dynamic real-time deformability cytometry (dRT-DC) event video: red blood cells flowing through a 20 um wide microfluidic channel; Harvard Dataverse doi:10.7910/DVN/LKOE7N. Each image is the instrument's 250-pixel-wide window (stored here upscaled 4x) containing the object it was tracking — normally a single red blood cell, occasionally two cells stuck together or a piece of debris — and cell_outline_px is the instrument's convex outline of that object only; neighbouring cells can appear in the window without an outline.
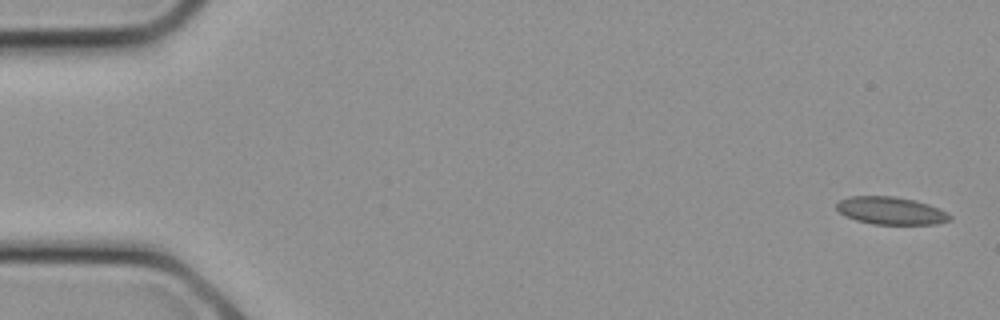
{"species": "common noctule bat (a hibernating species)", "species_latin": "Nyctalus noctula", "temperature_condition": "cold", "stored_images_in_passage": 16, "camera_frame_rate_fps": 3000, "um_per_image_px": 0.085, "animal": {"sex": "female", "body_mass_g": 21.9}, "frame": {"image": 1, "passage_image": 1, "time_ms": 0.0, "image_size_px": [1000, 320], "cell_outline_px": [[952, 220], [936, 224], [872, 224], [856, 220], [840, 212], [836, 208], [836, 204], [840, 200], [852, 196], [892, 196], [916, 200], [940, 208], [948, 212], [952, 216]], "centroid_in_image_um": [75.78, 17.91], "position_along_channel_um": 9.2, "area_um2": 18.26}}
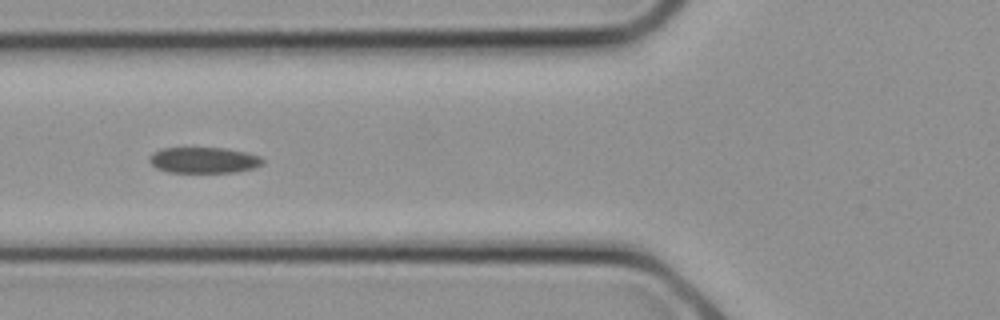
{"frame": {"image": 2, "passage_image": 10, "time_ms": 3.0, "image_size_px": [1000, 320], "cell_outline_px": [[264, 164], [252, 168], [236, 172], [168, 172], [156, 168], [148, 160], [148, 156], [152, 152], [160, 148], [228, 148], [260, 156], [264, 160]], "centroid_in_image_um": [17.29, 13.6], "position_along_channel_um": 108.5, "area_um2": 17.22}}
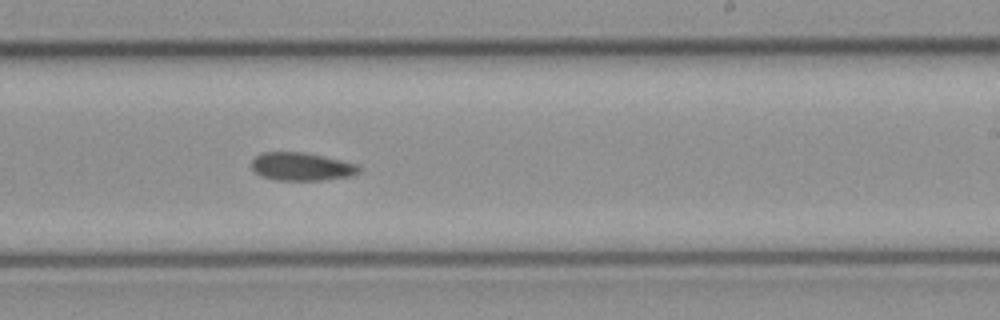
{"frame": {"image": 3, "passage_image": 16, "time_ms": 5.0, "image_size_px": [1000, 320], "cell_outline_px": [[364, 168], [360, 172], [352, 176], [320, 180], [276, 180], [260, 176], [252, 168], [252, 160], [256, 156], [264, 152], [304, 152], [324, 156], [360, 164]], "centroid_in_image_um": [25.7, 14.16], "position_along_channel_um": 263.3, "area_um2": 17.8}}